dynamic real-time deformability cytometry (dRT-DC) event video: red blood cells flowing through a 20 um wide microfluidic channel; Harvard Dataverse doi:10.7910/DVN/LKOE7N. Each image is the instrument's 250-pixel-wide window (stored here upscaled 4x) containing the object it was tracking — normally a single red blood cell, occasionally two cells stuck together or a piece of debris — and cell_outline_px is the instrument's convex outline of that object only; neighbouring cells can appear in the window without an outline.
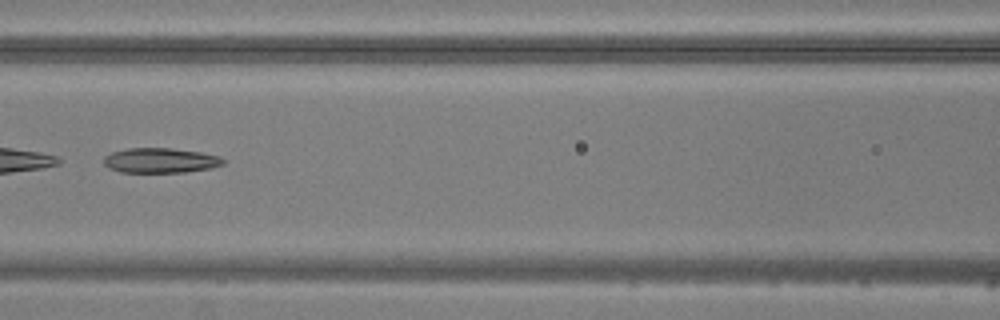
{"species": "common noctule bat (a hibernating species)", "species_latin": "Nyctalus noctula", "temperature_condition": "warm", "stored_images_in_passage": 6, "camera_frame_rate_fps": 3000, "um_per_image_px": 0.085, "animal": {"sex": "male", "body_mass_g": 20.5, "forearm_length_mm": 52.5}, "frame": {"image": 1, "passage_image": 6, "time_ms": 5.667, "image_size_px": [1000, 320], "cell_outline_px": [[224, 164], [212, 168], [184, 172], [120, 172], [108, 168], [104, 164], [104, 156], [112, 152], [128, 148], [172, 148], [200, 152], [220, 156], [224, 160]], "centroid_in_image_um": [13.63, 13.64], "position_along_channel_um": 153.0, "area_um2": 17.4}}